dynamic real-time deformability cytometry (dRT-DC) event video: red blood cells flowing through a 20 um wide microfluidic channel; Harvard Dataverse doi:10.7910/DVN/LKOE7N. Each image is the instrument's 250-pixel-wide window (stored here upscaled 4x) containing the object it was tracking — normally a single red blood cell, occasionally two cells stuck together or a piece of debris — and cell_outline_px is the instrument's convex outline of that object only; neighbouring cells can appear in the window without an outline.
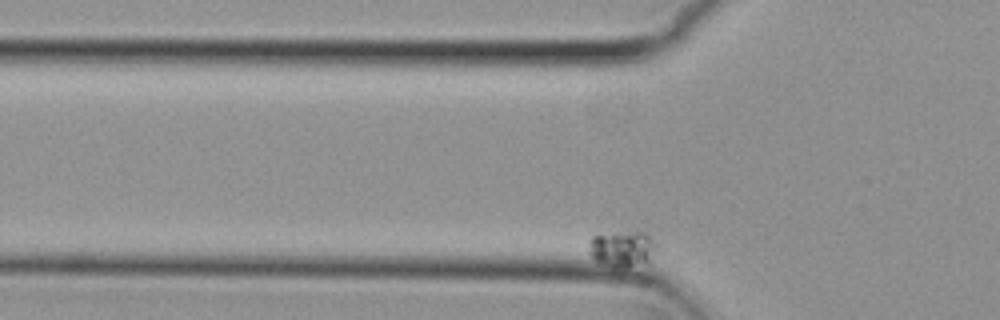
{"species": "common noctule bat (a hibernating species)", "species_latin": "Nyctalus noctula", "temperature_condition": "cold", "stored_images_in_passage": 48, "camera_frame_rate_fps": 3000, "um_per_image_px": 0.085, "animal": {"sex": "female", "body_mass_g": 29.2, "forearm_length_mm": 56.3}, "frame": {"image": 1, "passage_image": 10, "time_ms": 3.0, "image_size_px": [1000, 320], "cell_outline_px": [[656, 248], [648, 264], [628, 268], [612, 268], [596, 260], [588, 252], [592, 236], [636, 228], [648, 232], [656, 244]], "centroid_in_image_um": [52.96, 21.12], "position_along_channel_um": 72.8, "area_um2": 15.03}}
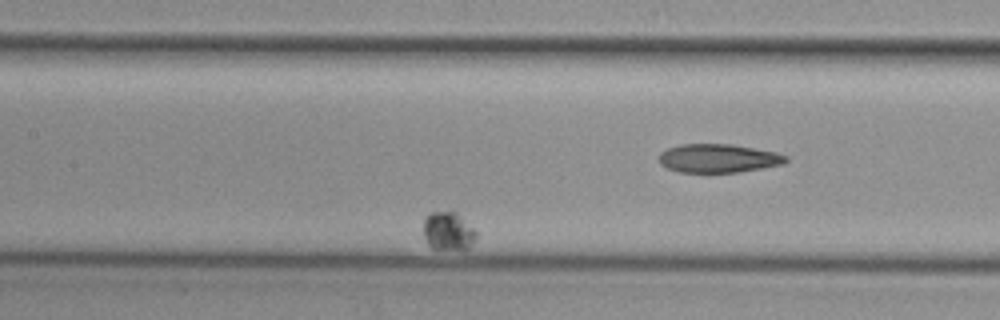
{"frame": {"image": 2, "passage_image": 24, "time_ms": 7.667, "image_size_px": [1000, 320], "cell_outline_px": [[476, 236], [472, 244], [468, 248], [432, 248], [428, 244], [424, 236], [424, 216], [428, 212], [456, 212], [476, 232]], "centroid_in_image_um": [38.05, 19.62], "position_along_channel_um": 169.3, "area_um2": 11.44}}
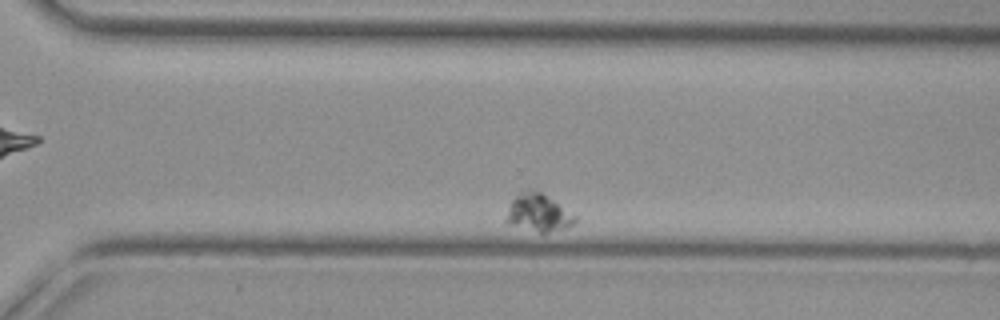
{"frame": {"image": 3, "passage_image": 42, "time_ms": 13.667, "image_size_px": [1000, 320], "cell_outline_px": [[576, 220], [572, 224], [564, 228], [548, 232], [540, 232], [504, 224], [504, 220], [508, 208], [512, 200], [524, 188], [528, 188], [540, 192], [576, 216]], "centroid_in_image_um": [45.67, 18.09], "position_along_channel_um": 324.9, "area_um2": 14.91}}